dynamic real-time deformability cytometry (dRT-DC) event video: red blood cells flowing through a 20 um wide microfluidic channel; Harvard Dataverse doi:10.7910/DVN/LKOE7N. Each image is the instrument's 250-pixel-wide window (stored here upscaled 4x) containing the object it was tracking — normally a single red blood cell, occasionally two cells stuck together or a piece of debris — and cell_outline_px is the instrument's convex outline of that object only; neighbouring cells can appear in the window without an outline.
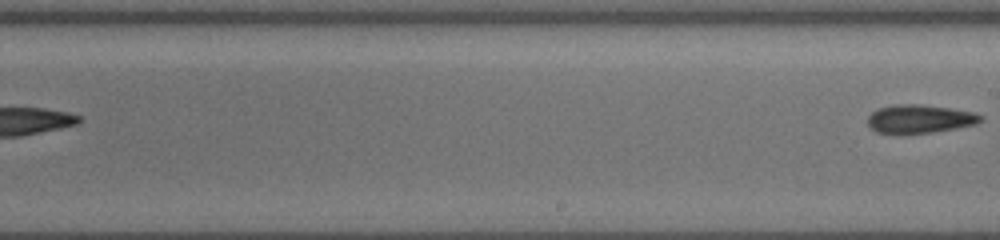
{"species": "common noctule bat (a hibernating species)", "species_latin": "Nyctalus noctula", "temperature_condition": "cold", "stored_images_in_passage": 9, "segment_of_instrument_passage": [2, 2], "camera_frame_rate_fps": 3000, "um_per_image_px": 0.085, "animal": {"sex": "female", "body_mass_g": 19.5, "forearm_length_mm": 54.1}, "frame": {"image": 1, "passage_image": 9, "time_ms": 5.667, "image_size_px": [1000, 240], "cell_outline_px": [[984, 120], [976, 124], [956, 128], [928, 132], [876, 132], [868, 124], [868, 116], [876, 108], [896, 104], [916, 104], [948, 108], [972, 112], [984, 116]], "centroid_in_image_um": [78.19, 10.08], "position_along_channel_um": 210.8, "area_um2": 18.26}}